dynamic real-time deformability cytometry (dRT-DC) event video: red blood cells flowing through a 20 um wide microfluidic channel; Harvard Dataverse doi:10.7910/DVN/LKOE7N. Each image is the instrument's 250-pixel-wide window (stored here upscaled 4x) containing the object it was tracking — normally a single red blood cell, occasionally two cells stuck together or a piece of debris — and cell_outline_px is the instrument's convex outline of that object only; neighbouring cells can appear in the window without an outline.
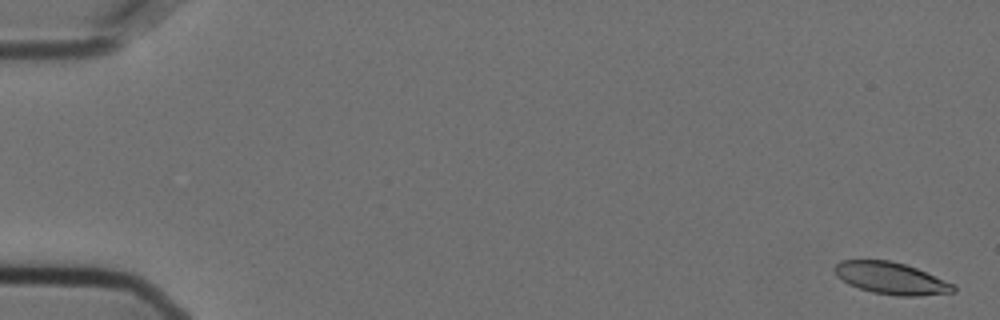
{"species": "Egyptian fruit bat (a non-hibernating species)", "species_latin": "Rousettus aegyptiacus", "temperature_condition": "cold", "stored_images_in_passage": 15, "camera_frame_rate_fps": 3000, "um_per_image_px": 0.085, "animal": {"sex": "female"}, "frame": {"image": 1, "passage_image": 1, "time_ms": 0.0, "image_size_px": [1000, 320], "cell_outline_px": [[956, 292], [920, 296], [900, 296], [872, 292], [848, 284], [836, 276], [836, 264], [840, 260], [888, 260], [904, 264], [916, 268], [956, 284]], "centroid_in_image_um": [75.79, 23.66], "position_along_channel_um": 9.2, "area_um2": 22.08}}
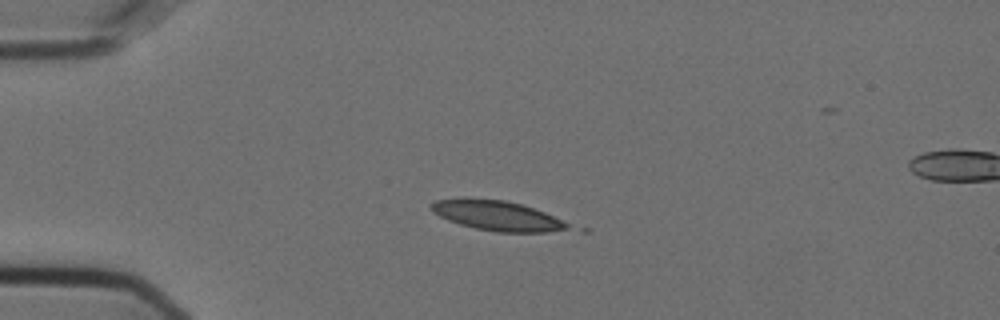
{"frame": {"image": 2, "passage_image": 14, "time_ms": 4.333, "image_size_px": [1000, 320], "cell_outline_px": [[588, 232], [496, 232], [476, 228], [460, 224], [448, 220], [432, 212], [432, 204], [436, 200], [464, 196], [504, 200], [520, 204], [544, 212], [588, 228]], "centroid_in_image_um": [42.58, 18.36], "position_along_channel_um": 42.4, "area_um2": 25.32}}